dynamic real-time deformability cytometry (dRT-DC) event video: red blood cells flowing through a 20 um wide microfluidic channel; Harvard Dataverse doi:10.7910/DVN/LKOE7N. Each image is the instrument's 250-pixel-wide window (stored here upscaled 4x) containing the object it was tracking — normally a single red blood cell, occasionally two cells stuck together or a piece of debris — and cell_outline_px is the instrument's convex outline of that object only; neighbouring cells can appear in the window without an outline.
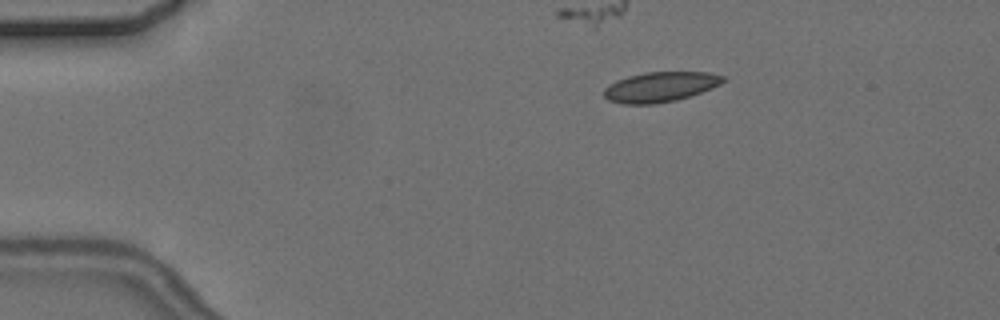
{"species": "common noctule bat (a hibernating species)", "species_latin": "Nyctalus noctula", "temperature_condition": "cold", "stored_images_in_passage": 5, "camera_frame_rate_fps": 3000, "um_per_image_px": 0.085, "animal": {"sex": "female", "body_mass_g": 24.6, "forearm_length_mm": 56.2}, "frame": {"image": 1, "passage_image": 3, "time_ms": 3.0, "image_size_px": [1000, 320], "cell_outline_px": [[728, 80], [712, 88], [676, 100], [656, 104], [624, 104], [608, 100], [604, 96], [604, 88], [616, 80], [628, 76], [644, 72], [708, 72], [724, 76]], "centroid_in_image_um": [56.12, 7.38], "position_along_channel_um": 28.9, "area_um2": 20.87}}